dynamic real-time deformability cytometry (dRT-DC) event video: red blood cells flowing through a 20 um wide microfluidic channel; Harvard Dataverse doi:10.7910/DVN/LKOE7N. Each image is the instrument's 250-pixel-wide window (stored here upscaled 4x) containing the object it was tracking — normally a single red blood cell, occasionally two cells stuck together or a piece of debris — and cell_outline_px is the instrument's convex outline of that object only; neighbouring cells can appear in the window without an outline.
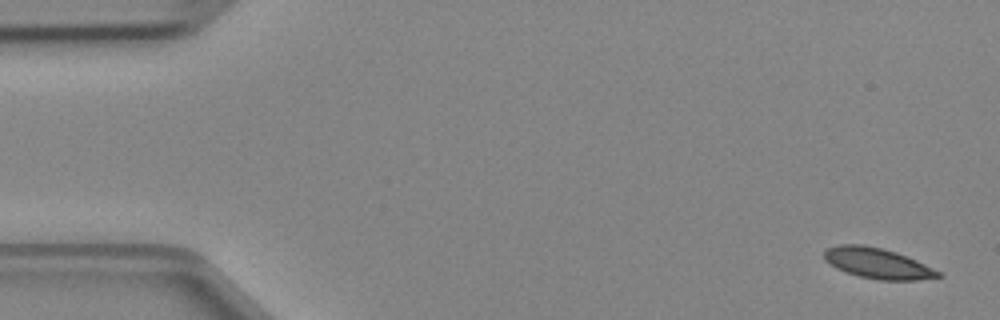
{"species": "Egyptian fruit bat (a non-hibernating species)", "species_latin": "Rousettus aegyptiacus", "temperature_condition": "cold", "stored_images_in_passage": 5, "segment_of_instrument_passage": [1, 2], "camera_frame_rate_fps": 3000, "um_per_image_px": 0.085, "animal": {"sex": "female"}, "frame": {"image": 1, "passage_image": 1, "time_ms": 0.0, "image_size_px": [1000, 320], "cell_outline_px": [[944, 276], [916, 280], [880, 280], [860, 276], [836, 268], [824, 260], [824, 252], [828, 248], [840, 244], [864, 244], [896, 252], [916, 260], [940, 272]], "centroid_in_image_um": [74.58, 22.37], "position_along_channel_um": 10.4, "area_um2": 20.06}}
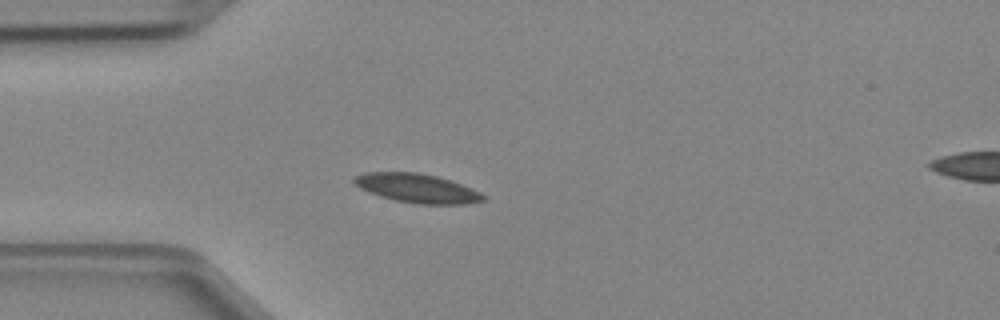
{"frame": {"image": 2, "passage_image": 4, "time_ms": 1.0, "image_size_px": [1000, 320], "cell_outline_px": [[488, 200], [464, 204], [420, 204], [396, 200], [380, 196], [368, 192], [360, 188], [352, 180], [356, 176], [364, 172], [416, 172], [436, 176], [472, 188], [488, 196]], "centroid_in_image_um": [35.49, 16.0], "position_along_channel_um": 49.5, "area_um2": 21.73}}